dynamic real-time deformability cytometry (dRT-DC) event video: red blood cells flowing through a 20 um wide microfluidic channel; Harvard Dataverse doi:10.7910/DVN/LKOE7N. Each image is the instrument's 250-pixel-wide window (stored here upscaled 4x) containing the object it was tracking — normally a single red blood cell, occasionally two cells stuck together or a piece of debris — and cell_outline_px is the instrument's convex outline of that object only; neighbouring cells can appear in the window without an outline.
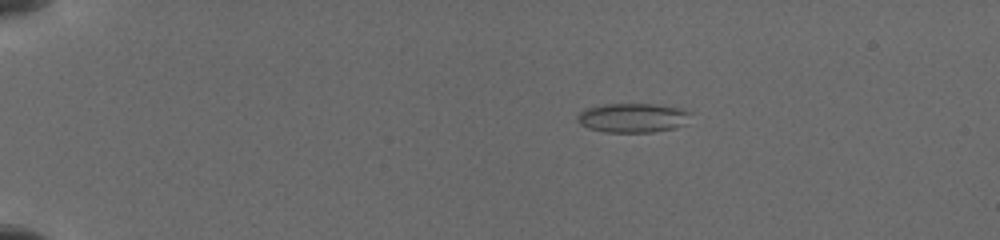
{"species": "common noctule bat (a hibernating species)", "species_latin": "Nyctalus noctula", "temperature_condition": "cold", "stored_images_in_passage": 46, "camera_frame_rate_fps": 3000, "um_per_image_px": 0.085, "animal": {"sex": "female", "body_mass_g": 19.5, "forearm_length_mm": 54.1}, "frame": {"image": 1, "passage_image": 14, "time_ms": 3.667, "image_size_px": [1000, 240], "cell_outline_px": [[692, 112], [684, 124], [676, 128], [652, 132], [604, 132], [588, 128], [580, 124], [576, 120], [576, 116], [584, 108], [604, 104], [656, 104], [684, 108]], "centroid_in_image_um": [53.78, 10.01], "position_along_channel_um": 31.2, "area_um2": 19.59}}
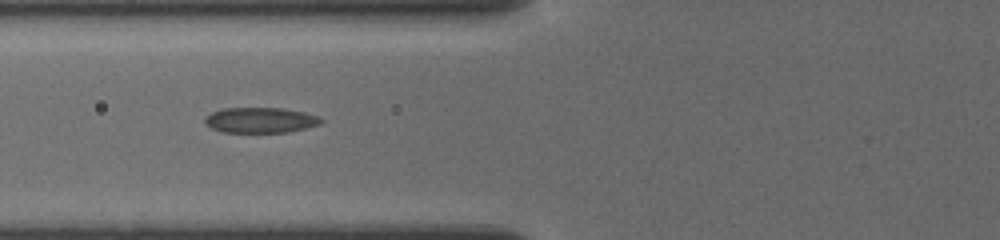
{"frame": {"image": 2, "passage_image": 31, "time_ms": 7.667, "image_size_px": [1000, 240], "cell_outline_px": [[324, 120], [320, 124], [288, 132], [220, 132], [204, 124], [204, 116], [212, 112], [224, 108], [284, 108], [304, 112], [320, 116]], "centroid_in_image_um": [22.12, 10.21], "position_along_channel_um": 103.7, "area_um2": 17.34}}
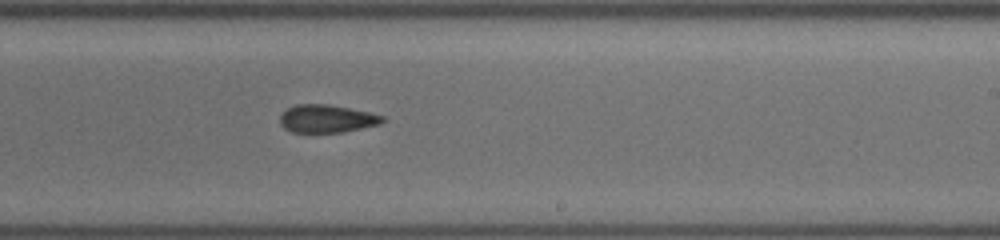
{"frame": {"image": 3, "passage_image": 46, "time_ms": 11.667, "image_size_px": [1000, 240], "cell_outline_px": [[384, 120], [380, 124], [340, 132], [292, 132], [284, 128], [280, 124], [280, 116], [288, 108], [296, 104], [328, 104], [368, 112], [384, 116]], "centroid_in_image_um": [27.75, 10.08], "position_along_channel_um": 261.3, "area_um2": 16.42}}